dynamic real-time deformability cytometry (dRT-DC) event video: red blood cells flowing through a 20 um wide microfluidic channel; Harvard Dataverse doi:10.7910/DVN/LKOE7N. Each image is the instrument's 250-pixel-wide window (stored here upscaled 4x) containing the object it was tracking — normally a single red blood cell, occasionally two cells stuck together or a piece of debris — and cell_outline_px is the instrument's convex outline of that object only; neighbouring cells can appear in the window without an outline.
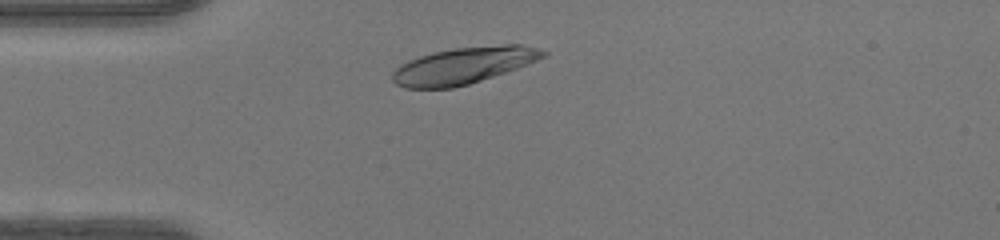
{"species": "human", "species_latin": "Homo sapiens", "temperature_condition": "warm", "stored_images_in_passage": 31, "camera_frame_rate_fps": 3000, "um_per_image_px": 0.085, "donor": {"sex": "female"}, "frame": {"image": 1, "passage_image": 4, "time_ms": 1.0, "image_size_px": [1000, 240], "cell_outline_px": [[548, 52], [544, 56], [536, 60], [516, 68], [468, 84], [452, 88], [404, 88], [396, 84], [392, 80], [392, 72], [400, 64], [408, 60], [432, 52], [452, 48], [504, 44], [520, 44], [536, 48]], "centroid_in_image_um": [39.33, 5.56], "position_along_channel_um": 45.7, "area_um2": 31.85}}
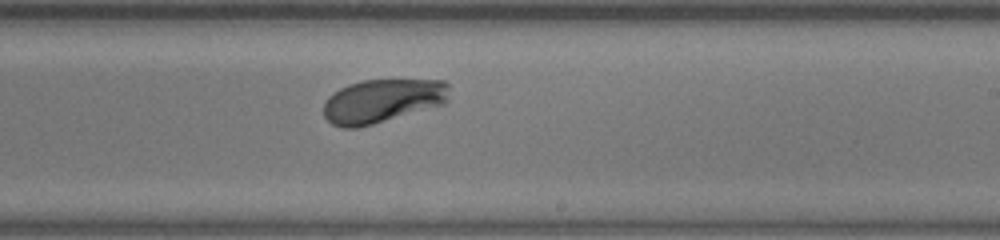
{"frame": {"image": 2, "passage_image": 20, "time_ms": 6.333, "image_size_px": [1000, 240], "cell_outline_px": [[448, 100], [444, 104], [372, 124], [356, 128], [340, 128], [332, 124], [324, 116], [324, 104], [328, 96], [332, 92], [348, 84], [364, 80], [444, 80], [448, 84]], "centroid_in_image_um": [32.48, 8.57], "position_along_channel_um": 256.5, "area_um2": 31.96}}
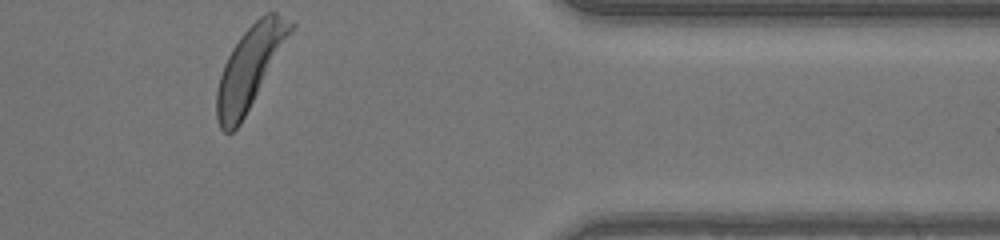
{"frame": {"image": 3, "passage_image": 31, "time_ms": 10.0, "image_size_px": [1000, 240], "cell_outline_px": [[296, 24], [292, 32], [240, 124], [232, 132], [224, 132], [220, 128], [216, 120], [216, 92], [220, 76], [224, 64], [232, 48], [240, 36], [260, 16], [268, 12], [276, 12]], "centroid_in_image_um": [21.22, 5.74], "position_along_channel_um": 390.2, "area_um2": 34.51}, "authors_computed_cell_mechanics": {"area_um2": 32.1368, "velocity_mm_per_s": 4.3205, "shape_relaxation_time_tau1_ms": 1.8402, "shape_relaxation_time_tau2_ms": null, "deformation_change_tau1": 0.1766, "deformation_change_tau2": null}}